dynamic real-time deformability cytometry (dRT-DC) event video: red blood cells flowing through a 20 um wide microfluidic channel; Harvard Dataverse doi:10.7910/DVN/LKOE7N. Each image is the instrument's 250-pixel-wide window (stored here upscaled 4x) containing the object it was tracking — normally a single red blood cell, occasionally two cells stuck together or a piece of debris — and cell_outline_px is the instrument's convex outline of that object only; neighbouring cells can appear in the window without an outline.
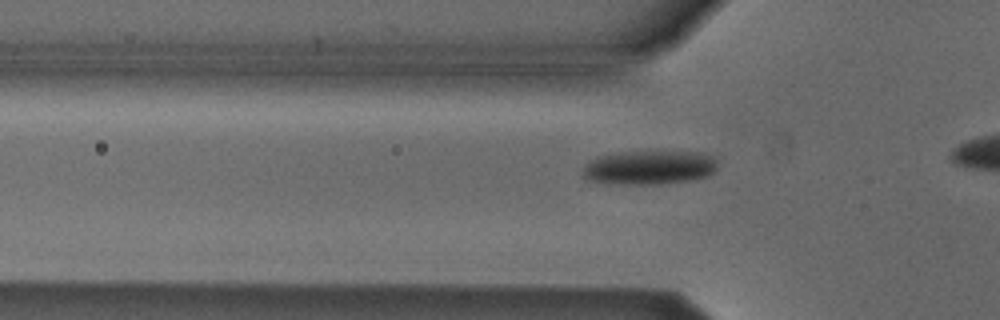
{"species": "Egyptian fruit bat (a non-hibernating species)", "species_latin": "Rousettus aegyptiacus", "temperature_condition": "cold", "stored_images_in_passage": 16, "camera_frame_rate_fps": 3000, "um_per_image_px": 0.085, "animal": {"sex": "male"}, "frame": {"image": 1, "passage_image": 10, "time_ms": 3.0, "image_size_px": [1000, 320], "cell_outline_px": [[716, 168], [712, 172], [704, 176], [688, 180], [660, 184], [624, 184], [588, 180], [580, 176], [584, 164], [588, 160], [596, 156], [624, 152], [704, 152], [712, 156], [716, 160]], "centroid_in_image_um": [55.11, 14.23], "position_along_channel_um": 70.7, "area_um2": 26.65}}
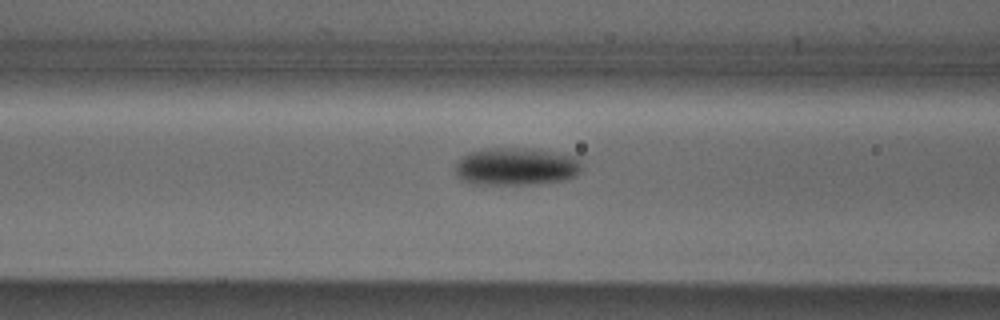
{"frame": {"image": 2, "passage_image": 14, "time_ms": 4.333, "image_size_px": [1000, 320], "cell_outline_px": [[584, 168], [576, 176], [568, 180], [536, 184], [472, 184], [460, 180], [456, 176], [456, 164], [468, 152], [488, 148], [520, 148], [552, 152], [576, 156], [580, 160]], "centroid_in_image_um": [43.91, 14.17], "position_along_channel_um": 122.7, "area_um2": 28.03}}